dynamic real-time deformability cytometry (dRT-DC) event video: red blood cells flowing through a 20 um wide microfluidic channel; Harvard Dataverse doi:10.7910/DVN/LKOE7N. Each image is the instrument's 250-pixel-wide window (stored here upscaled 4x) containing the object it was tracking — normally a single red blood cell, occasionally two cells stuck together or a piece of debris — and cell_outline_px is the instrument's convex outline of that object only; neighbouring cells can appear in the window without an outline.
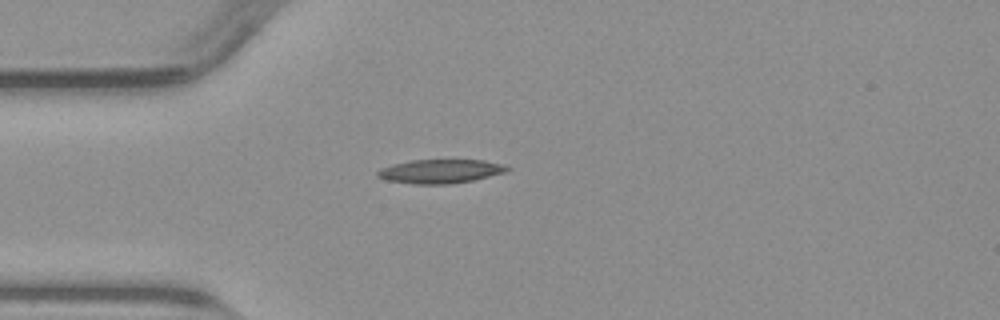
{"species": "common noctule bat (a hibernating species)", "species_latin": "Nyctalus noctula", "temperature_condition": "warm", "stored_images_in_passage": 38, "camera_frame_rate_fps": 3000, "um_per_image_px": 0.085, "animal": {"sex": "male", "body_mass_g": 23.1, "forearm_length_mm": 52.7}, "frame": {"image": 1, "passage_image": 1, "time_ms": 0.0, "image_size_px": [1000, 320], "cell_outline_px": [[512, 168], [508, 172], [472, 180], [448, 184], [412, 184], [384, 180], [376, 176], [376, 172], [380, 168], [392, 164], [412, 160], [484, 160], [504, 164]], "centroid_in_image_um": [37.42, 14.56], "position_along_channel_um": 47.6, "area_um2": 18.26}}
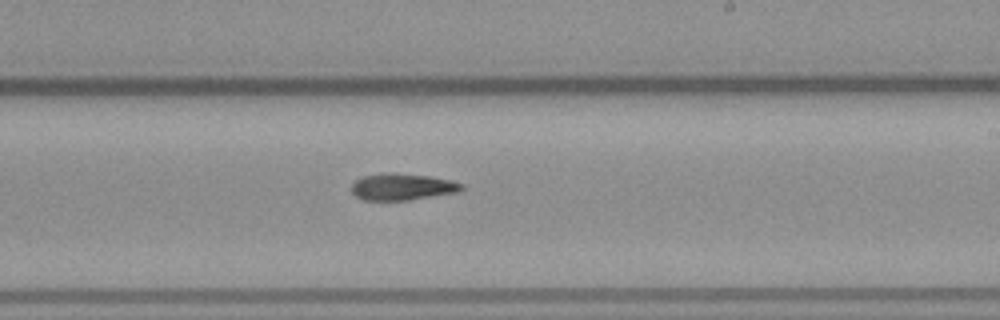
{"frame": {"image": 2, "passage_image": 17, "time_ms": 5.333, "image_size_px": [1000, 320], "cell_outline_px": [[464, 188], [460, 192], [408, 200], [364, 200], [356, 196], [352, 192], [352, 184], [356, 180], [364, 176], [384, 172], [396, 172], [428, 176], [452, 180], [464, 184]], "centroid_in_image_um": [34.23, 15.87], "position_along_channel_um": 254.8, "area_um2": 17.28}}
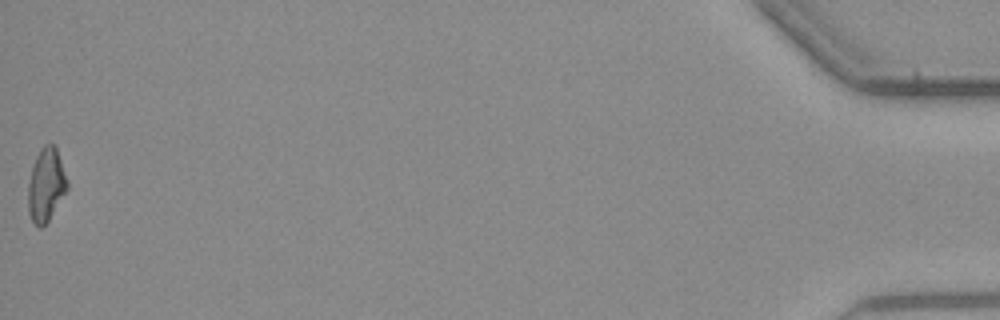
{"frame": {"image": 3, "passage_image": 38, "time_ms": 12.333, "image_size_px": [1000, 320], "cell_outline_px": [[68, 188], [48, 220], [40, 228], [32, 220], [28, 212], [28, 184], [32, 168], [36, 156], [40, 148], [44, 144], [56, 144], [68, 180]], "centroid_in_image_um": [3.93, 15.66], "position_along_channel_um": 431.3, "area_um2": 16.7}}